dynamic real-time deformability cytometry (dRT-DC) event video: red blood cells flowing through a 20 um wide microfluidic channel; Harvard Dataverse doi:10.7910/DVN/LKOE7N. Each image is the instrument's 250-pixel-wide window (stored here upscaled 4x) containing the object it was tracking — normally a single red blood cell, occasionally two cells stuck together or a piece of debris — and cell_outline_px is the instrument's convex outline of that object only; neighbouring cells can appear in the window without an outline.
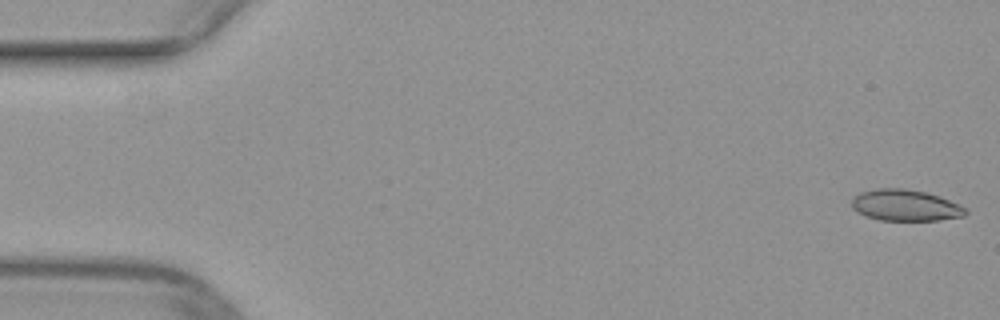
{"species": "common noctule bat (a hibernating species)", "species_latin": "Nyctalus noctula", "temperature_condition": "warm", "stored_images_in_passage": 50, "camera_frame_rate_fps": 3000, "um_per_image_px": 0.085, "animal": {"sex": "female", "body_mass_g": 29.2, "forearm_length_mm": 56.3}, "frame": {"image": 1, "passage_image": 1, "time_ms": 0.0, "image_size_px": [1000, 320], "cell_outline_px": [[968, 212], [964, 216], [940, 220], [880, 220], [864, 216], [856, 212], [852, 208], [852, 200], [860, 192], [880, 188], [904, 188], [924, 192], [940, 196], [960, 204], [968, 208]], "centroid_in_image_um": [76.98, 17.46], "position_along_channel_um": 8.0, "area_um2": 20.92}}
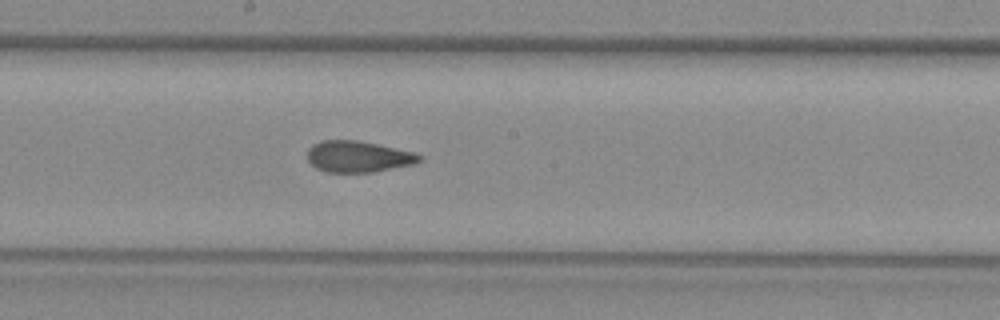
{"frame": {"image": 2, "passage_image": 27, "time_ms": 8.667, "image_size_px": [1000, 320], "cell_outline_px": [[420, 160], [412, 164], [372, 172], [328, 172], [316, 168], [308, 160], [308, 148], [312, 144], [320, 140], [356, 140], [376, 144], [412, 152], [420, 156]], "centroid_in_image_um": [30.37, 13.3], "position_along_channel_um": 217.8, "area_um2": 20.06}}
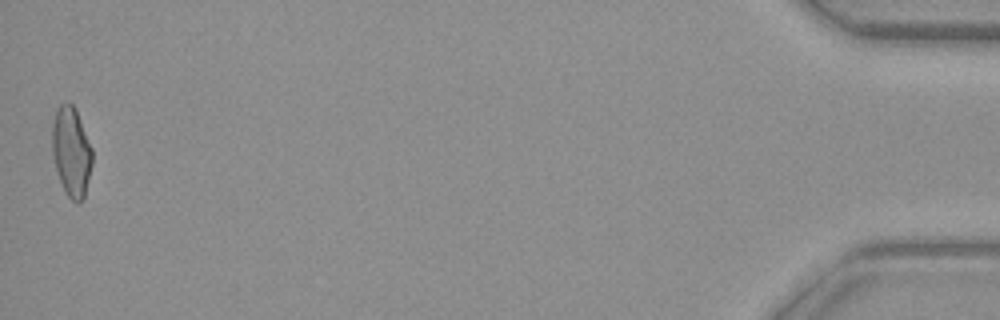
{"frame": {"image": 3, "passage_image": 50, "time_ms": 16.333, "image_size_px": [1000, 320], "cell_outline_px": [[92, 164], [84, 200], [80, 204], [76, 204], [64, 192], [56, 168], [52, 152], [52, 124], [56, 108], [60, 104], [68, 100], [76, 108], [92, 148]], "centroid_in_image_um": [6.07, 12.89], "position_along_channel_um": 429.1, "area_um2": 21.33}}